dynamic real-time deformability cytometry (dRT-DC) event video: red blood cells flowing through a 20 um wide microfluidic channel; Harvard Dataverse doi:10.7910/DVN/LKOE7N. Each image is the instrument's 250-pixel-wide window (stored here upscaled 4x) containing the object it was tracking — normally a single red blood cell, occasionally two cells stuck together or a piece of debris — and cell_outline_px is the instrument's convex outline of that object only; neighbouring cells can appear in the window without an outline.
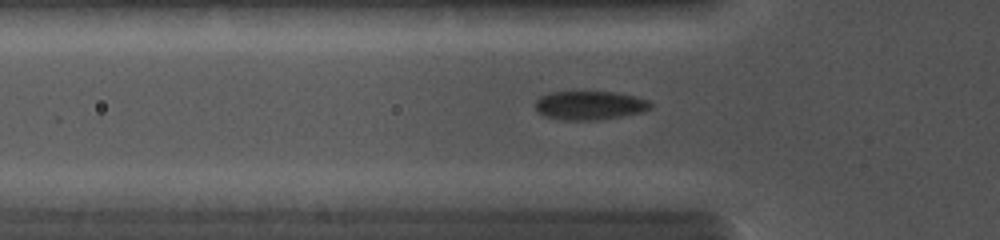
{"species": "common noctule bat (a hibernating species)", "species_latin": "Nyctalus noctula", "temperature_condition": "cold", "stored_images_in_passage": 36, "camera_frame_rate_fps": 5000, "um_per_image_px": 0.085, "animal": {"sex": "female", "body_mass_g": 19.0, "forearm_length_mm": 56.7}, "frame": {"image": 1, "passage_image": 8, "time_ms": 2.0, "image_size_px": [1000, 240], "cell_outline_px": [[652, 108], [644, 112], [596, 120], [564, 120], [544, 116], [536, 108], [536, 100], [540, 96], [548, 92], [616, 92], [648, 100], [652, 104]], "centroid_in_image_um": [50.13, 8.95], "position_along_channel_um": 75.7, "area_um2": 19.25}}
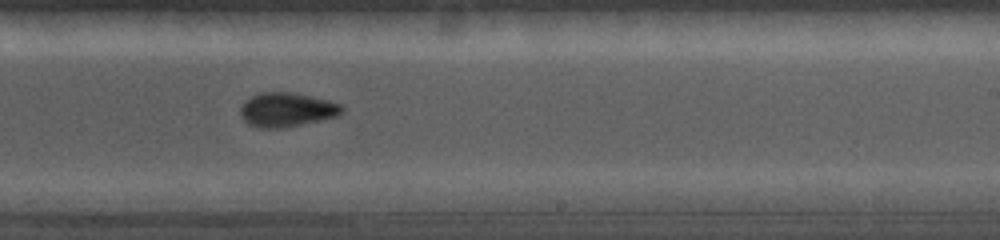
{"frame": {"image": 2, "passage_image": 23, "time_ms": 6.2, "image_size_px": [1000, 240], "cell_outline_px": [[344, 108], [336, 116], [320, 120], [280, 128], [256, 128], [248, 124], [240, 116], [240, 108], [244, 100], [260, 92], [288, 92], [328, 100], [344, 104]], "centroid_in_image_um": [24.32, 9.32], "position_along_channel_um": 264.7, "area_um2": 20.11}}
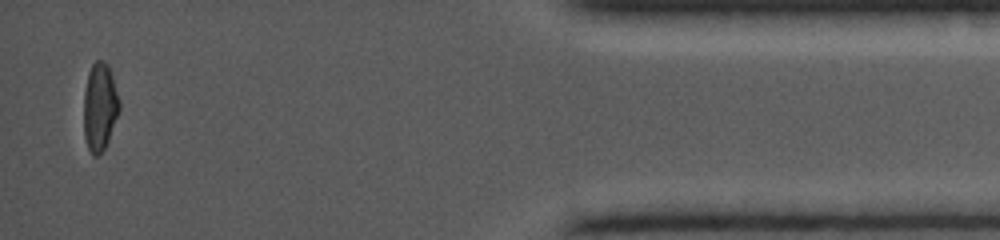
{"frame": {"image": 3, "passage_image": 36, "time_ms": 11.0, "image_size_px": [1000, 240], "cell_outline_px": [[120, 108], [108, 140], [104, 148], [96, 156], [92, 156], [88, 148], [84, 136], [84, 92], [88, 72], [92, 64], [96, 60], [104, 60], [108, 64], [120, 100]], "centroid_in_image_um": [8.47, 9.05], "position_along_channel_um": 426.7, "area_um2": 18.21}}